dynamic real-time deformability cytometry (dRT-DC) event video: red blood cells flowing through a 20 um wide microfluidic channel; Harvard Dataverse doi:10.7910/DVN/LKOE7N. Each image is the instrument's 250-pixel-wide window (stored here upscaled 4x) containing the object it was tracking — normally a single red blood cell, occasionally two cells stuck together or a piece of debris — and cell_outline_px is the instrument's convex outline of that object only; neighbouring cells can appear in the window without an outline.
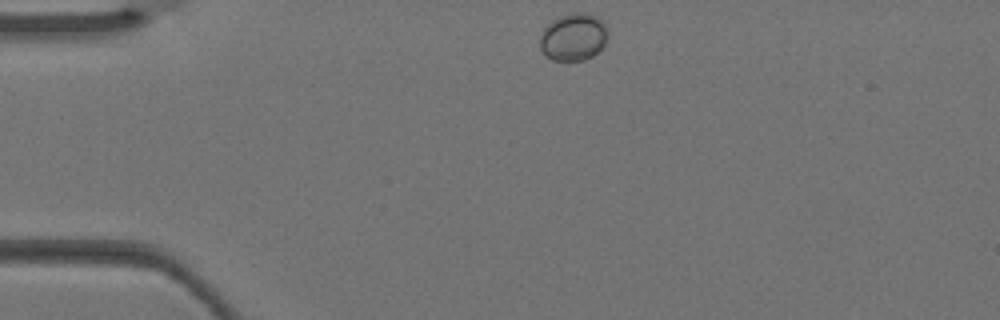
{"species": "Egyptian fruit bat (a non-hibernating species)", "species_latin": "Rousettus aegyptiacus", "temperature_condition": "warm", "stored_images_in_passage": 2, "camera_frame_rate_fps": 3000, "um_per_image_px": 0.085, "animal": {"sex": "female"}, "frame": {"image": 1, "passage_image": 1, "time_ms": 0.0, "image_size_px": [1000, 320], "cell_outline_px": [[608, 36], [604, 44], [592, 56], [584, 60], [552, 60], [544, 56], [540, 48], [540, 36], [544, 28], [552, 20], [560, 16], [576, 12], [584, 12], [596, 16], [604, 24], [608, 32]], "centroid_in_image_um": [48.71, 3.15], "position_along_channel_um": 36.3, "area_um2": 18.73}}